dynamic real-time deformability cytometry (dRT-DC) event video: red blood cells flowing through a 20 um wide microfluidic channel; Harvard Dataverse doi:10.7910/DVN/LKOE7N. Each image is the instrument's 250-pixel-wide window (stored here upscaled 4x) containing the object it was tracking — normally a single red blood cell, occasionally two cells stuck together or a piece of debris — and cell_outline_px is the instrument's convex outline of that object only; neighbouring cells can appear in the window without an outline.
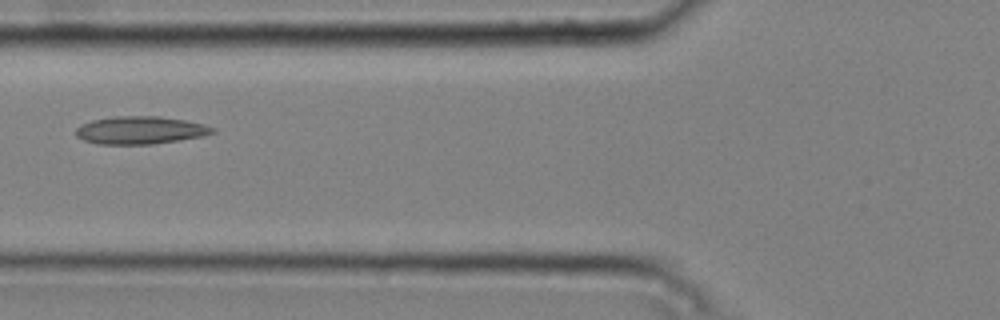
{"species": "common noctule bat (a hibernating species)", "species_latin": "Nyctalus noctula", "temperature_condition": "cold", "stored_images_in_passage": 5, "camera_frame_rate_fps": 3000, "um_per_image_px": 0.085, "animal": {"sex": "male", "body_mass_g": 20.4}, "frame": {"image": 1, "passage_image": 5, "time_ms": 1.333, "image_size_px": [1000, 320], "cell_outline_px": [[216, 132], [200, 136], [180, 140], [152, 144], [96, 144], [84, 140], [76, 136], [76, 128], [80, 124], [92, 120], [116, 116], [160, 116], [184, 120], [204, 124], [216, 128]], "centroid_in_image_um": [11.91, 11.06], "position_along_channel_um": 113.9, "area_um2": 22.14}}